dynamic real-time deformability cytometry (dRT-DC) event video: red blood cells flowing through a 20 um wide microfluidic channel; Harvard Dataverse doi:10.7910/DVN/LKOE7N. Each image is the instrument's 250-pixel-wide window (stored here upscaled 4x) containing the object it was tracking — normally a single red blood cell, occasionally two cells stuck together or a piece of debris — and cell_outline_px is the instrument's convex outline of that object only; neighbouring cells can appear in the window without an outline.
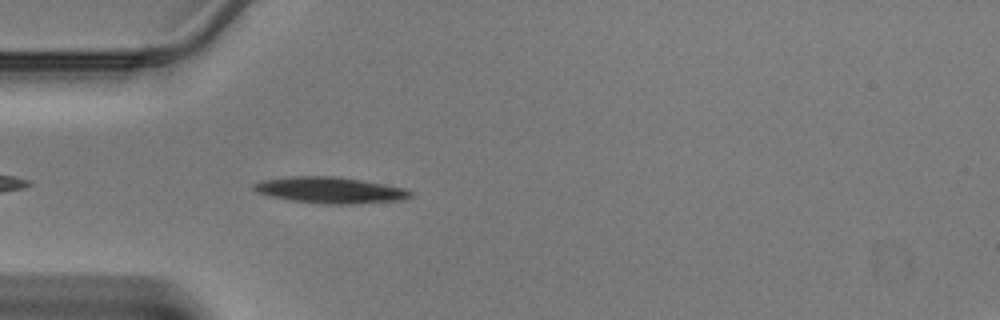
{"species": "Egyptian fruit bat (a non-hibernating species)", "species_latin": "Rousettus aegyptiacus", "temperature_condition": "warm", "stored_images_in_passage": 36, "camera_frame_rate_fps": 3000, "um_per_image_px": 0.085, "animal": {"sex": "male"}, "frame": {"image": 1, "passage_image": 3, "time_ms": 0.667, "image_size_px": [1000, 320], "cell_outline_px": [[412, 196], [404, 200], [344, 204], [332, 204], [296, 200], [272, 196], [256, 192], [252, 188], [252, 184], [264, 180], [288, 176], [336, 176], [384, 184], [404, 188], [412, 192]], "centroid_in_image_um": [28.08, 16.14], "position_along_channel_um": 56.9, "area_um2": 23.52}}
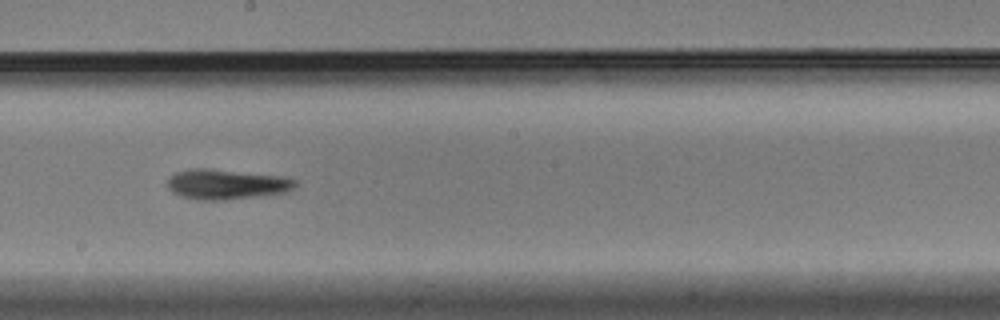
{"frame": {"image": 2, "passage_image": 15, "time_ms": 4.667, "image_size_px": [1000, 320], "cell_outline_px": [[296, 188], [288, 192], [224, 200], [204, 200], [184, 196], [172, 192], [168, 188], [168, 176], [176, 172], [188, 168], [208, 168], [284, 176], [296, 180]], "centroid_in_image_um": [19.27, 15.64], "position_along_channel_um": 228.9, "area_um2": 22.48}}
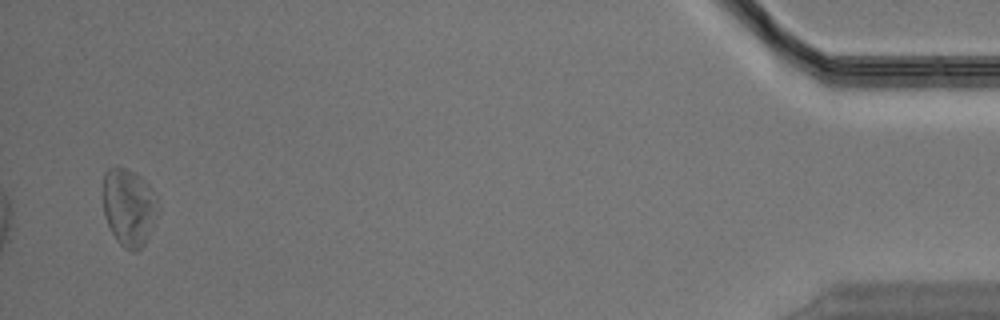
{"frame": {"image": 3, "passage_image": 34, "time_ms": 11.0, "image_size_px": [1000, 320], "cell_outline_px": [[156, 216], [148, 236], [144, 244], [136, 252], [132, 252], [124, 248], [116, 240], [104, 216], [104, 172], [108, 168], [116, 164], [140, 176], [148, 184], [156, 204]], "centroid_in_image_um": [10.91, 17.61], "position_along_channel_um": 424.3, "area_um2": 24.33}}